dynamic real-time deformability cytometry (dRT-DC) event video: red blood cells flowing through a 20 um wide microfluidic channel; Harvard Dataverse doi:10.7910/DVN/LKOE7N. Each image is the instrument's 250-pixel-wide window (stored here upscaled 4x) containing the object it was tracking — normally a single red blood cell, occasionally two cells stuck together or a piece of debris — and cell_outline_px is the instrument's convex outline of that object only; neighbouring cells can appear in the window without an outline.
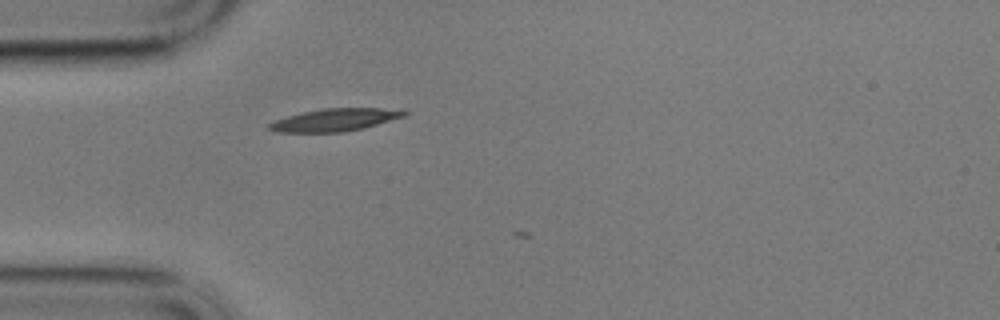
{"species": "common noctule bat (a hibernating species)", "species_latin": "Nyctalus noctula", "temperature_condition": "cold", "stored_images_in_passage": 4, "camera_frame_rate_fps": 3000, "um_per_image_px": 0.085, "animal": {"sex": "male", "body_mass_g": 17.9}, "frame": {"image": 1, "passage_image": 3, "time_ms": 0.667, "image_size_px": [1000, 320], "cell_outline_px": [[408, 112], [404, 116], [364, 128], [340, 132], [276, 132], [268, 128], [268, 124], [276, 120], [288, 116], [320, 108], [404, 108]], "centroid_in_image_um": [28.52, 10.17], "position_along_channel_um": 56.5, "area_um2": 17.74}}